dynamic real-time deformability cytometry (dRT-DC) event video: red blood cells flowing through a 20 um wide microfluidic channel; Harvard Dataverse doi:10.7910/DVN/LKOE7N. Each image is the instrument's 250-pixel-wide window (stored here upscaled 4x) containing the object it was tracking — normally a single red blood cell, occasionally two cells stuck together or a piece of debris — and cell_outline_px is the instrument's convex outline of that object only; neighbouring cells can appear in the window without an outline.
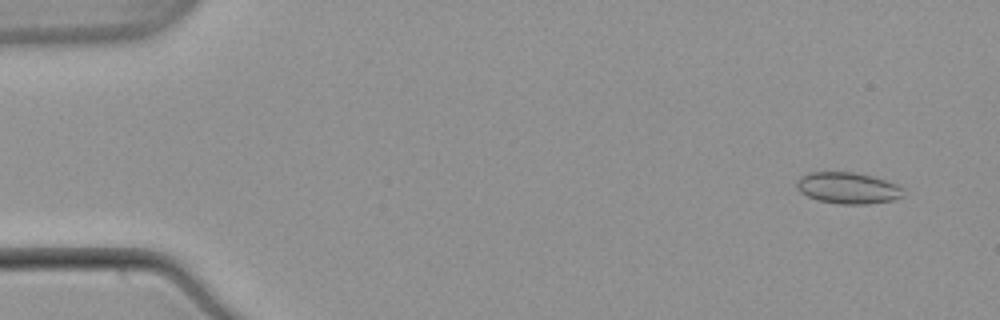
{"species": "common noctule bat (a hibernating species)", "species_latin": "Nyctalus noctula", "temperature_condition": "warm", "stored_images_in_passage": 54, "camera_frame_rate_fps": 3000, "um_per_image_px": 0.085, "animal": {"sex": "male", "body_mass_g": 21.5, "forearm_length_mm": 52.0}, "frame": {"image": 1, "passage_image": 4, "time_ms": 1.0, "image_size_px": [1000, 320], "cell_outline_px": [[904, 196], [892, 200], [868, 204], [840, 204], [820, 200], [808, 196], [800, 192], [796, 188], [796, 180], [800, 176], [808, 172], [856, 172], [872, 176], [896, 184], [904, 188]], "centroid_in_image_um": [72.06, 15.97], "position_along_channel_um": 12.9, "area_um2": 19.59}}
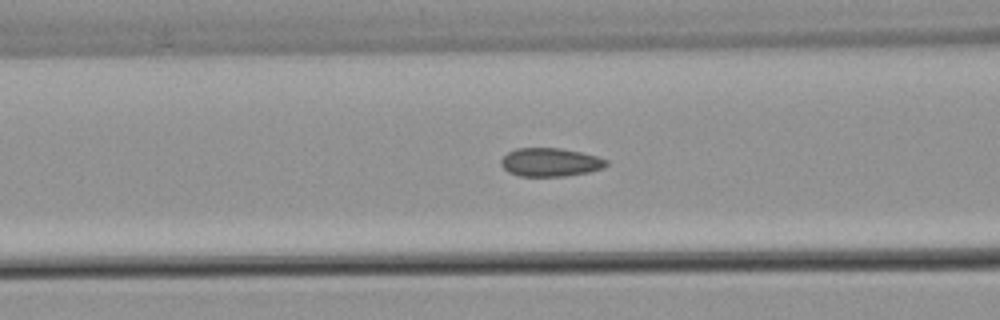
{"frame": {"image": 2, "passage_image": 22, "time_ms": 7.0, "image_size_px": [1000, 320], "cell_outline_px": [[608, 164], [604, 168], [588, 172], [564, 176], [520, 176], [508, 172], [500, 164], [500, 160], [508, 152], [516, 148], [560, 148], [580, 152], [596, 156], [608, 160]], "centroid_in_image_um": [46.77, 13.79], "position_along_channel_um": 119.8, "area_um2": 17.46}}
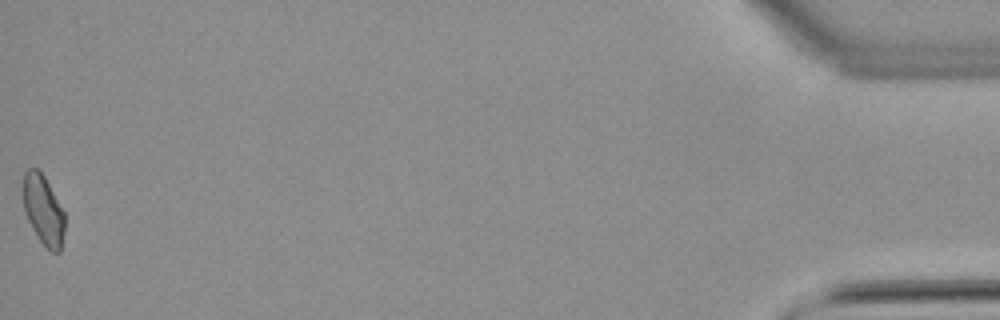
{"frame": {"image": 3, "passage_image": 54, "time_ms": 17.667, "image_size_px": [1000, 320], "cell_outline_px": [[64, 232], [60, 252], [52, 252], [36, 236], [28, 220], [24, 208], [24, 172], [28, 168], [36, 168], [44, 176], [64, 212]], "centroid_in_image_um": [3.69, 17.86], "position_along_channel_um": 431.5, "area_um2": 16.53}, "authors_computed_cell_mechanics": {"area_um2": 17.7735, "velocity_mm_per_s": 3.8615, "shape_relaxation_time_tau1_ms": null, "shape_relaxation_time_tau2_ms": 1.9253, "deformation_change_tau1": null, "deformation_change_tau2": 0.0531}}